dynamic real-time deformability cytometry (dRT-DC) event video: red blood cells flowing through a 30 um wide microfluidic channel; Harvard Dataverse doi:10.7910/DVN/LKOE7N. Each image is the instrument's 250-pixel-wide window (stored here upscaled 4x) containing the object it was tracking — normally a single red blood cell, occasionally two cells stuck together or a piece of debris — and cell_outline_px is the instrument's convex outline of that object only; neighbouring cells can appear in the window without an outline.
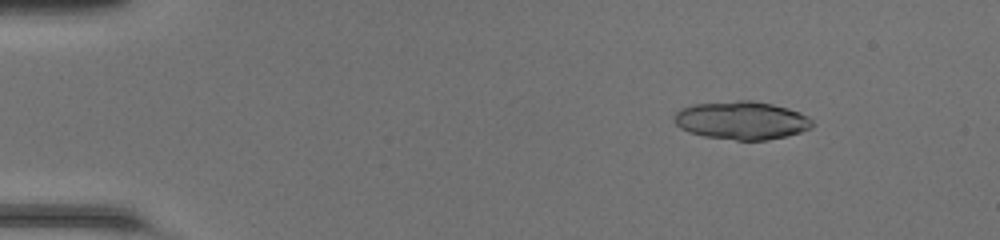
{"species": "common noctule bat (a hibernating species)", "species_latin": "Nyctalus noctula", "temperature_condition": "room temperature", "stored_images_in_passage": 49, "segment_of_instrument_passage": [1, 2], "camera_frame_rate_fps": 3000, "um_per_image_px": 0.085, "animal": {"sex": "female", "body_mass_g": 20.0, "forearm_length_mm": 54.0}, "frame": {"image": 1, "passage_image": 7, "time_ms": 2.0, "image_size_px": [1000, 240], "cell_outline_px": [[812, 128], [800, 132], [768, 140], [736, 140], [704, 136], [688, 132], [680, 128], [672, 120], [672, 116], [680, 108], [692, 104], [736, 100], [752, 100], [772, 104], [788, 108], [800, 112], [808, 116], [812, 120]], "centroid_in_image_um": [63.0, 10.22], "position_along_channel_um": 22.0, "area_um2": 30.98}}